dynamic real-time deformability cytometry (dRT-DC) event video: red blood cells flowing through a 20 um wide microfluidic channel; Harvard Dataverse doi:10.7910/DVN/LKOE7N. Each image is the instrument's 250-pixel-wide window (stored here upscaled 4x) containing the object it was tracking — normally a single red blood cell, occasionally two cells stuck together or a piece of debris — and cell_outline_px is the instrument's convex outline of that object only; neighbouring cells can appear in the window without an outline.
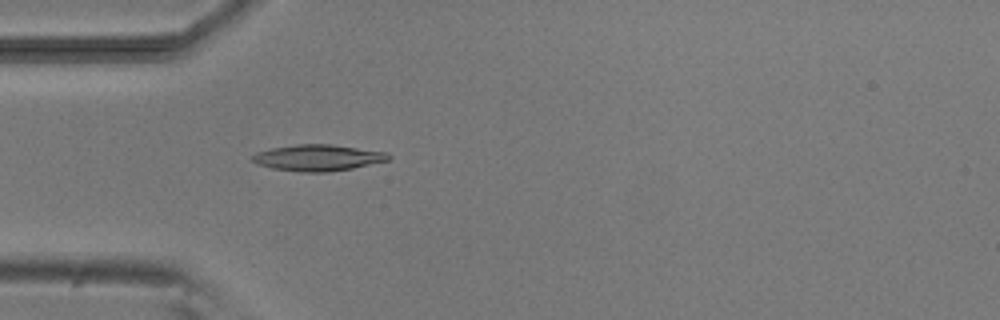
{"species": "common noctule bat (a hibernating species)", "species_latin": "Nyctalus noctula", "temperature_condition": "room temperature", "stored_images_in_passage": 1, "camera_frame_rate_fps": 3000, "um_per_image_px": 0.085, "animal": {"sex": "male", "body_mass_g": 20.5, "forearm_length_mm": 52.5}, "frame": {"image": 1, "passage_image": 1, "time_ms": 0.0, "image_size_px": [1000, 320], "cell_outline_px": [[392, 156], [388, 160], [352, 168], [328, 172], [300, 172], [272, 168], [256, 164], [252, 160], [252, 156], [256, 152], [272, 148], [296, 144], [332, 144], [388, 152]], "centroid_in_image_um": [27.02, 13.4], "position_along_channel_um": 58.0, "area_um2": 20.87}}